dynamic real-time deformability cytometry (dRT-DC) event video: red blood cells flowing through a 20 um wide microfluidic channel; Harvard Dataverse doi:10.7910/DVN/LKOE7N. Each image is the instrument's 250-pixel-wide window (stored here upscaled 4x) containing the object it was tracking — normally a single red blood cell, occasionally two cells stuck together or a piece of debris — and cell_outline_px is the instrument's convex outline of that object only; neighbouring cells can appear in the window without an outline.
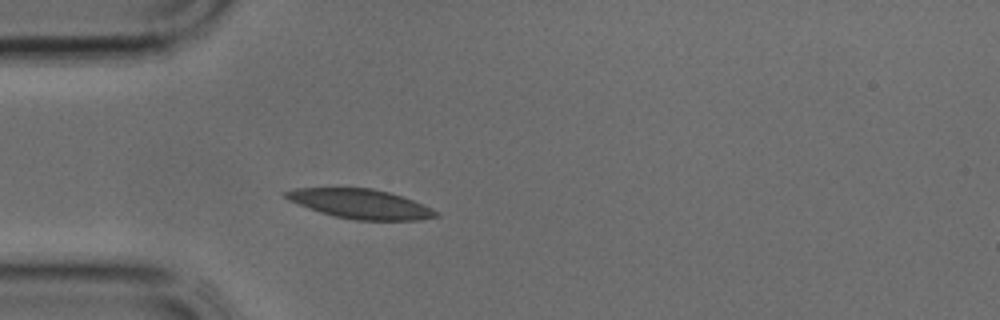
{"species": "common noctule bat (a hibernating species)", "species_latin": "Nyctalus noctula", "temperature_condition": "cold", "stored_images_in_passage": 31, "camera_frame_rate_fps": 3000, "um_per_image_px": 0.085, "animal": {"sex": "male", "body_mass_g": 17.9, "forearm_length_mm": 54.2}, "frame": {"image": 1, "passage_image": 5, "time_ms": 1.333, "image_size_px": [1000, 320], "cell_outline_px": [[440, 216], [420, 220], [356, 220], [336, 216], [320, 212], [308, 208], [288, 200], [284, 196], [284, 192], [296, 188], [372, 188], [388, 192], [424, 204], [440, 212]], "centroid_in_image_um": [30.67, 17.33], "position_along_channel_um": 54.3, "area_um2": 25.66}}
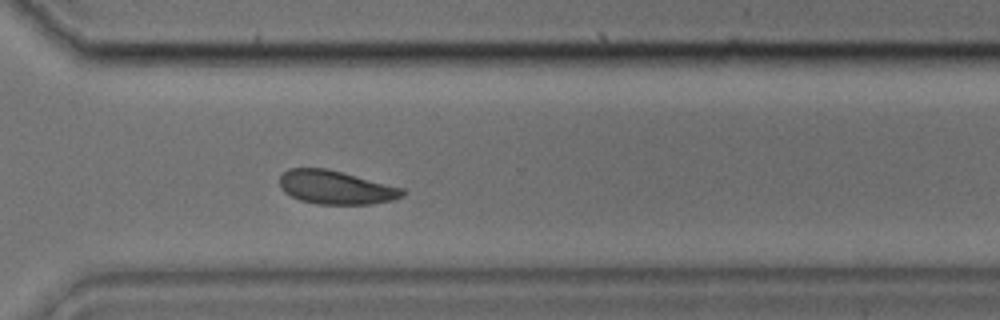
{"frame": {"image": 2, "passage_image": 22, "time_ms": 7.0, "image_size_px": [1000, 320], "cell_outline_px": [[404, 196], [392, 200], [372, 204], [316, 204], [300, 200], [284, 192], [280, 188], [280, 176], [288, 168], [324, 168], [404, 188]], "centroid_in_image_um": [28.53, 15.94], "position_along_channel_um": 342.1, "area_um2": 23.87}}
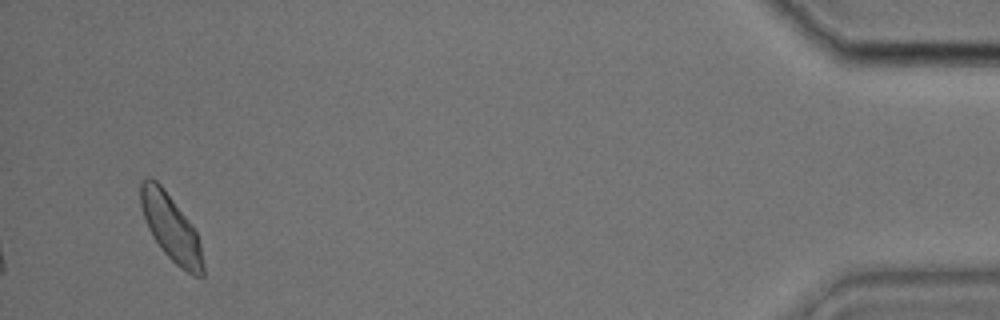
{"frame": {"image": 3, "passage_image": 31, "time_ms": 10.0, "image_size_px": [1000, 320], "cell_outline_px": [[204, 276], [196, 276], [180, 268], [160, 248], [152, 236], [148, 228], [140, 204], [140, 180], [148, 176], [156, 180], [164, 188], [188, 220], [196, 232], [200, 244], [204, 264]], "centroid_in_image_um": [14.51, 19.34], "position_along_channel_um": 420.7, "area_um2": 23.99}}